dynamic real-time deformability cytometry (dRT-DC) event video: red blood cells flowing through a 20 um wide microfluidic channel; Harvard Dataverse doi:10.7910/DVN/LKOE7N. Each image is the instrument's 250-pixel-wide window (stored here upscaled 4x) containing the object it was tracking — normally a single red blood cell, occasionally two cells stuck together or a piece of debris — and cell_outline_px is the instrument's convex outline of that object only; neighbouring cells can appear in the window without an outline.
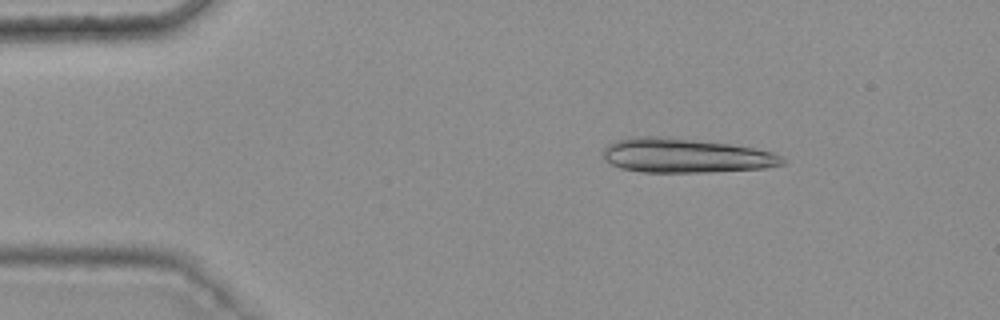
{"species": "common noctule bat (a hibernating species)", "species_latin": "Nyctalus noctula", "temperature_condition": "warm", "stored_images_in_passage": 21, "camera_frame_rate_fps": 3000, "um_per_image_px": 0.085, "animal": {"sex": "female", "body_mass_g": 25.1}, "frame": {"image": 1, "passage_image": 7, "time_ms": 2.0, "image_size_px": [1000, 320], "cell_outline_px": [[788, 160], [784, 164], [764, 168], [704, 172], [640, 172], [620, 168], [604, 160], [604, 148], [608, 144], [616, 140], [636, 136], [656, 136], [728, 144], [752, 148], [772, 152], [784, 156]], "centroid_in_image_um": [58.27, 13.23], "position_along_channel_um": 26.7, "area_um2": 35.66}}